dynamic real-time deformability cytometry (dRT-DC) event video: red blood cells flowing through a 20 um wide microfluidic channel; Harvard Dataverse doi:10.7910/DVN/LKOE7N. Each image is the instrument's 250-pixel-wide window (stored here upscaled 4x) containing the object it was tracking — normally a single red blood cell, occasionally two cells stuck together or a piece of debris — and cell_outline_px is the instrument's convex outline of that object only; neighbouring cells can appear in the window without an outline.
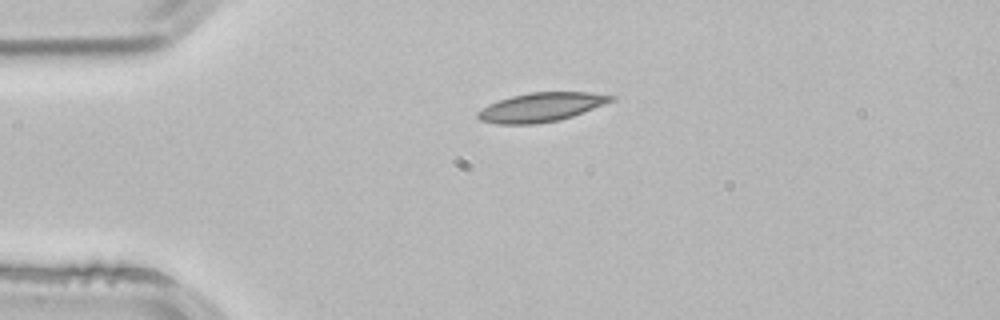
{"species": "common noctule bat (a hibernating species)", "species_latin": "Nyctalus noctula", "temperature_condition": "room temperature", "stored_images_in_passage": 2, "camera_frame_rate_fps": 3000, "um_per_image_px": 0.085, "animal": {"sex": "male", "body_mass_g": 21.5, "forearm_length_mm": 52.0}, "frame": {"image": 1, "passage_image": 1, "time_ms": 0.0, "image_size_px": [1000, 320], "cell_outline_px": [[616, 96], [612, 100], [572, 116], [560, 120], [532, 124], [500, 124], [480, 120], [476, 116], [476, 112], [488, 104], [512, 96], [532, 92], [588, 92]], "centroid_in_image_um": [45.94, 9.11], "position_along_channel_um": 39.1, "area_um2": 22.14}}
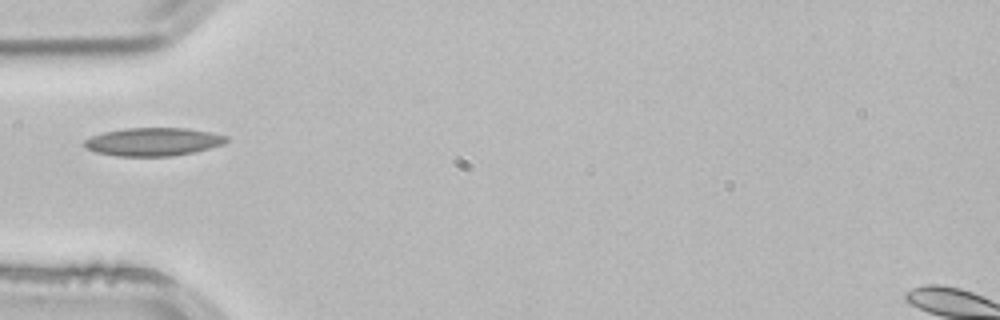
{"frame": {"image": 2, "passage_image": 2, "time_ms": 0.333, "image_size_px": [1000, 320], "cell_outline_px": [[228, 140], [224, 144], [192, 152], [172, 156], [116, 156], [96, 152], [88, 148], [84, 144], [84, 140], [92, 136], [104, 132], [124, 128], [188, 128], [228, 136]], "centroid_in_image_um": [13.02, 12.05], "position_along_channel_um": 72.0, "area_um2": 23.12}}